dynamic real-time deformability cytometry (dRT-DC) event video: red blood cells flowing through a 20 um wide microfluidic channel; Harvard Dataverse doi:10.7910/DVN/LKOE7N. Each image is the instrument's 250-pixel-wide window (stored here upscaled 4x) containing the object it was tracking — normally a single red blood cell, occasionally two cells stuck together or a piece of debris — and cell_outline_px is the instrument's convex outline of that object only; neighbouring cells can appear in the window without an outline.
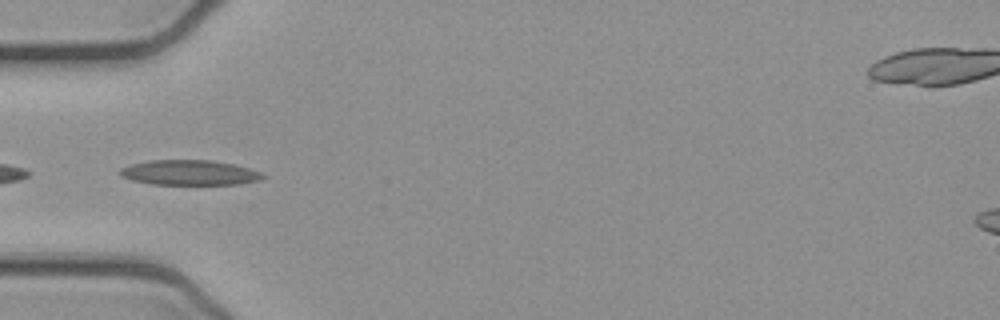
{"species": "common noctule bat (a hibernating species)", "species_latin": "Nyctalus noctula", "temperature_condition": "cold", "stored_images_in_passage": 11, "camera_frame_rate_fps": 3000, "um_per_image_px": 0.085, "animal": {"sex": "female", "body_mass_g": 21.9}, "frame": {"image": 1, "passage_image": 1, "time_ms": 0.0, "image_size_px": [1000, 320], "cell_outline_px": [[268, 176], [260, 180], [240, 184], [152, 184], [132, 180], [120, 176], [116, 172], [120, 168], [132, 164], [148, 160], [212, 160], [232, 164], [264, 172]], "centroid_in_image_um": [16.12, 14.67], "position_along_channel_um": 68.9, "area_um2": 21.04}}
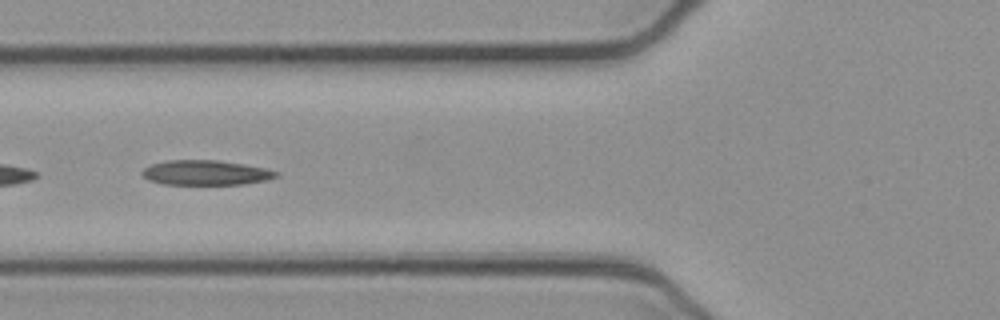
{"frame": {"image": 2, "passage_image": 4, "time_ms": 1.0, "image_size_px": [1000, 320], "cell_outline_px": [[280, 176], [268, 180], [244, 184], [164, 184], [148, 180], [140, 172], [144, 168], [152, 164], [168, 160], [216, 160], [244, 164], [264, 168], [280, 172]], "centroid_in_image_um": [17.52, 14.68], "position_along_channel_um": 108.3, "area_um2": 19.42}}
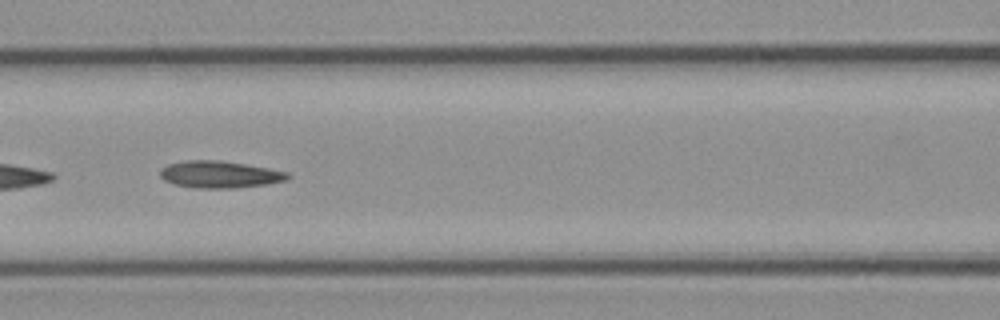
{"frame": {"image": 3, "passage_image": 7, "time_ms": 2.0, "image_size_px": [1000, 320], "cell_outline_px": [[292, 176], [288, 180], [268, 184], [236, 188], [196, 188], [176, 184], [164, 180], [160, 176], [160, 168], [168, 164], [188, 160], [220, 160], [268, 168], [288, 172]], "centroid_in_image_um": [18.7, 14.83], "position_along_channel_um": 147.9, "area_um2": 20.11}}